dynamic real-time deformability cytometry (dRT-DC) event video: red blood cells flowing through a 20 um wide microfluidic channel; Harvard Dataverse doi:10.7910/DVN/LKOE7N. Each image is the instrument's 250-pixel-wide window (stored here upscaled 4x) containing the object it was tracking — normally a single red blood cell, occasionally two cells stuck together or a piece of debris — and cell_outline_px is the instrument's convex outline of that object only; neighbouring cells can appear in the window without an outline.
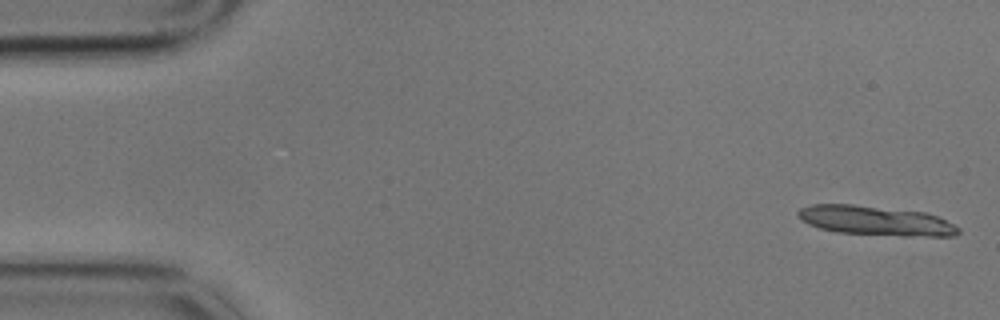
{"species": "common noctule bat (a hibernating species)", "species_latin": "Nyctalus noctula", "temperature_condition": "cold", "stored_images_in_passage": 4, "camera_frame_rate_fps": 3000, "um_per_image_px": 0.085, "animal": {"sex": "male", "body_mass_g": 17.9}, "frame": {"image": 1, "passage_image": 1, "time_ms": 0.0, "image_size_px": [1000, 320], "cell_outline_px": [[960, 232], [956, 236], [900, 236], [836, 232], [820, 228], [808, 224], [800, 220], [796, 216], [796, 212], [800, 208], [812, 204], [852, 204], [928, 212], [960, 228]], "centroid_in_image_um": [74.4, 18.75], "position_along_channel_um": 10.6, "area_um2": 27.8}}